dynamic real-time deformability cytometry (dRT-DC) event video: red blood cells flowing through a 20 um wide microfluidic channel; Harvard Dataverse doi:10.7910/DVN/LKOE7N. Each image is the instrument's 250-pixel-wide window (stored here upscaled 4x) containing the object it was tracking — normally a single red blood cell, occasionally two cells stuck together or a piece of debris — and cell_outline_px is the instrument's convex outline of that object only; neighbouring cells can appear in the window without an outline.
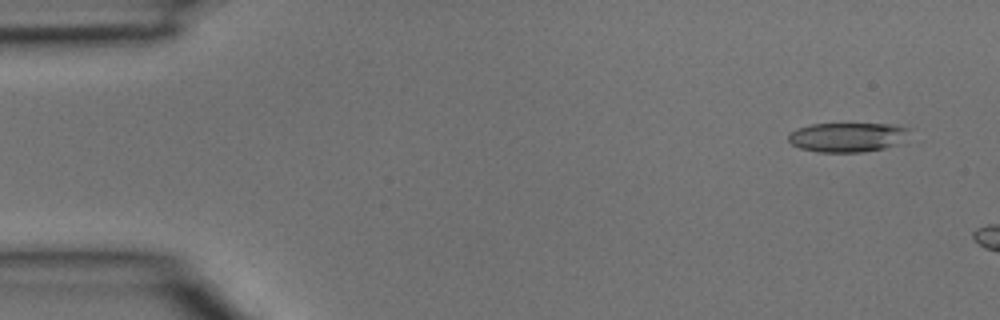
{"species": "common noctule bat (a hibernating species)", "species_latin": "Nyctalus noctula", "temperature_condition": "room temperature", "stored_images_in_passage": 3, "camera_frame_rate_fps": 3000, "um_per_image_px": 0.085, "animal": {"sex": "male", "body_mass_g": 15.6}, "frame": {"image": 1, "passage_image": 1, "time_ms": 0.0, "image_size_px": [1000, 320], "cell_outline_px": [[912, 128], [892, 144], [884, 148], [864, 152], [820, 152], [800, 148], [792, 144], [788, 140], [788, 132], [796, 128], [812, 124], [892, 124]], "centroid_in_image_um": [71.91, 11.65], "position_along_channel_um": 13.1, "area_um2": 20.35}}